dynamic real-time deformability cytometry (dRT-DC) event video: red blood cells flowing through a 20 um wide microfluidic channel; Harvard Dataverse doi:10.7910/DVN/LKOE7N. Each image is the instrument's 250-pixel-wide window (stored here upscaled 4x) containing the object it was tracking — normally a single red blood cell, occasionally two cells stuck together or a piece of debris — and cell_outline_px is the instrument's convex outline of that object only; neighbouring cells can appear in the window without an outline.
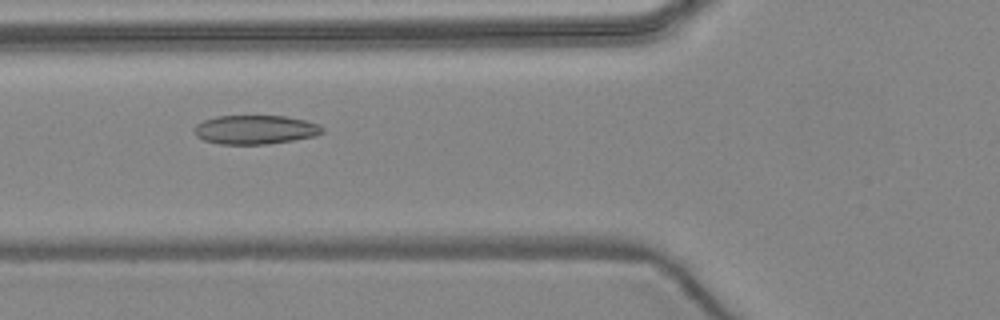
{"species": "common noctule bat (a hibernating species)", "species_latin": "Nyctalus noctula", "temperature_condition": "warm", "stored_images_in_passage": 5, "camera_frame_rate_fps": 3000, "um_per_image_px": 0.085, "animal": {"sex": "female", "body_mass_g": 24.6, "forearm_length_mm": 56.2}, "frame": {"image": 1, "passage_image": 5, "time_ms": 5.333, "image_size_px": [1000, 320], "cell_outline_px": [[324, 132], [316, 136], [268, 144], [220, 144], [204, 140], [196, 136], [192, 128], [196, 124], [204, 120], [216, 116], [284, 116], [304, 120], [320, 124], [324, 128]], "centroid_in_image_um": [21.69, 11.02], "position_along_channel_um": 104.1, "area_um2": 21.73}}